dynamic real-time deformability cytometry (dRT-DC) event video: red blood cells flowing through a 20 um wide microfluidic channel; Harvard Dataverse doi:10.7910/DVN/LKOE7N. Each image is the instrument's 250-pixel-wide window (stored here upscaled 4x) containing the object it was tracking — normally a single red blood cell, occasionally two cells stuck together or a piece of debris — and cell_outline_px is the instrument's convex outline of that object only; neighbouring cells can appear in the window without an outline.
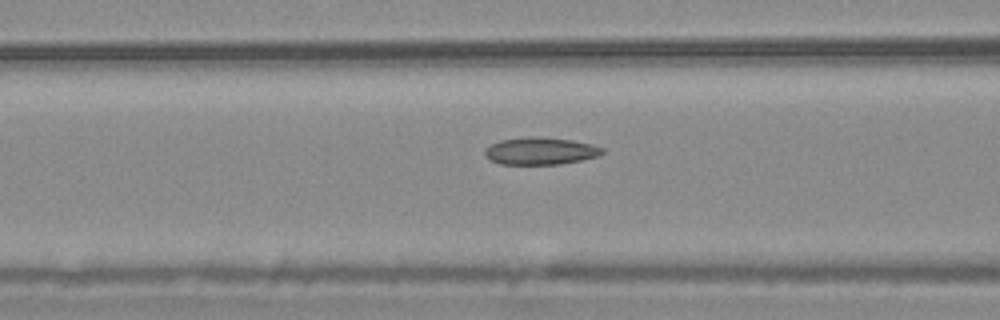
{"species": "common noctule bat (a hibernating species)", "species_latin": "Nyctalus noctula", "temperature_condition": "warm", "stored_images_in_passage": 55, "camera_frame_rate_fps": 3000, "um_per_image_px": 0.085, "animal": {"sex": "male", "body_mass_g": 20.4}, "frame": {"image": 1, "passage_image": 22, "time_ms": 7.0, "image_size_px": [1000, 320], "cell_outline_px": [[604, 152], [600, 156], [560, 164], [500, 164], [492, 160], [484, 152], [484, 148], [500, 140], [532, 136], [536, 136], [572, 140], [592, 144], [604, 148]], "centroid_in_image_um": [45.97, 12.83], "position_along_channel_um": 120.6, "area_um2": 18.61}}
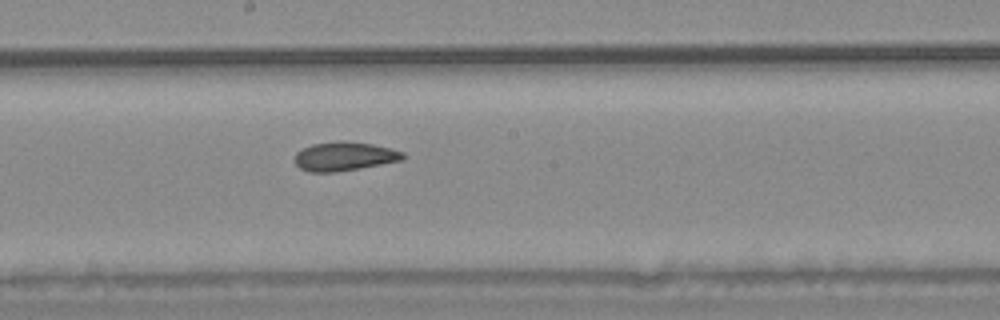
{"frame": {"image": 2, "passage_image": 30, "time_ms": 9.667, "image_size_px": [1000, 320], "cell_outline_px": [[404, 160], [336, 172], [308, 172], [300, 168], [296, 164], [296, 152], [312, 144], [340, 140], [372, 144], [404, 152]], "centroid_in_image_um": [29.27, 13.29], "position_along_channel_um": 218.9, "area_um2": 18.09}}
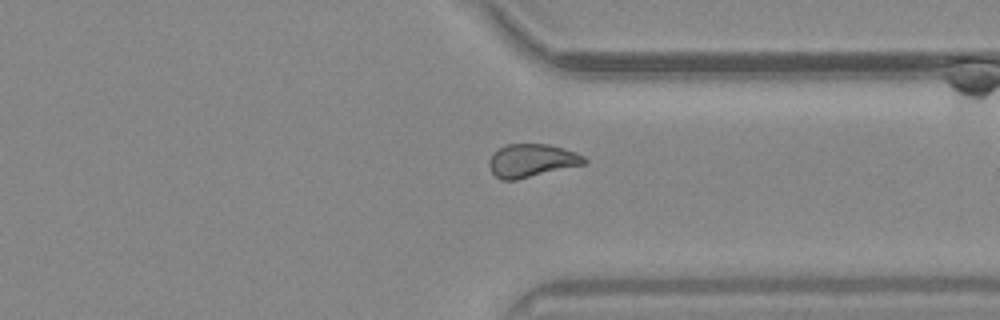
{"frame": {"image": 3, "passage_image": 42, "time_ms": 13.667, "image_size_px": [1000, 320], "cell_outline_px": [[588, 164], [516, 180], [500, 180], [492, 172], [488, 164], [488, 160], [504, 144], [548, 144], [564, 148], [576, 152], [584, 156], [588, 160]], "centroid_in_image_um": [45.25, 13.66], "position_along_channel_um": 366.2, "area_um2": 18.61}, "authors_computed_cell_mechanics": {"area_um2": 18.9584, "velocity_mm_per_s": 3.6935, "shape_relaxation_time_tau1_ms": null, "shape_relaxation_time_tau2_ms": 3.5508, "deformation_change_tau1": null, "deformation_change_tau2": 0.0762}}